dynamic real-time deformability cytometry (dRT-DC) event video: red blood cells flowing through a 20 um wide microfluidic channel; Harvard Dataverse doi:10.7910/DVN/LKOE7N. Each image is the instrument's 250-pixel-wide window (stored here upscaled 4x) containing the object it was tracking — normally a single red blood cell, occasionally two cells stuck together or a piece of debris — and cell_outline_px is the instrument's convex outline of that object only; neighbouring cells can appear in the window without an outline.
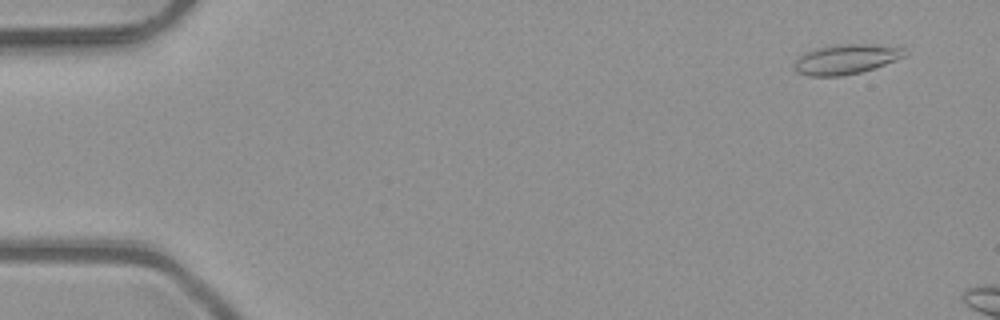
{"species": "common noctule bat (a hibernating species)", "species_latin": "Nyctalus noctula", "temperature_condition": "room temperature", "stored_images_in_passage": 9, "camera_frame_rate_fps": 3000, "um_per_image_px": 0.085, "animal": {"sex": "male", "body_mass_g": 23.1, "forearm_length_mm": 52.7}, "frame": {"image": 1, "passage_image": 4, "time_ms": 1.0, "image_size_px": [1000, 320], "cell_outline_px": [[908, 56], [860, 72], [840, 76], [808, 76], [796, 72], [792, 68], [792, 64], [804, 52], [816, 48], [840, 44], [872, 44], [904, 48]], "centroid_in_image_um": [71.87, 5.03], "position_along_channel_um": 13.1, "area_um2": 19.25}}